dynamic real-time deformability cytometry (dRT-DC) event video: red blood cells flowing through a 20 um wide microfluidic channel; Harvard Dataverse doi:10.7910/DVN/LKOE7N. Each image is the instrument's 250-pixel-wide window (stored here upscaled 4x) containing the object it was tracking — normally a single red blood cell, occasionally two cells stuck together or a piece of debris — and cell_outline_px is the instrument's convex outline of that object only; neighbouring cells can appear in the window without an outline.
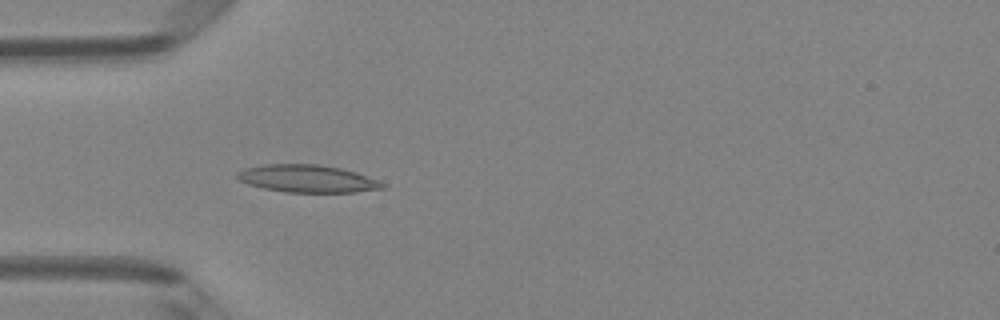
{"species": "Egyptian fruit bat (a non-hibernating species)", "species_latin": "Rousettus aegyptiacus", "temperature_condition": "room temperature", "stored_images_in_passage": 4, "camera_frame_rate_fps": 3000, "um_per_image_px": 0.085, "animal": {"sex": "female"}, "frame": {"image": 1, "passage_image": 4, "time_ms": 1.0, "image_size_px": [1000, 320], "cell_outline_px": [[388, 188], [356, 192], [284, 192], [264, 188], [248, 184], [240, 180], [236, 176], [236, 172], [244, 168], [260, 164], [320, 164], [340, 168], [356, 172], [388, 184]], "centroid_in_image_um": [26.15, 15.18], "position_along_channel_um": 58.9, "area_um2": 23.52}}